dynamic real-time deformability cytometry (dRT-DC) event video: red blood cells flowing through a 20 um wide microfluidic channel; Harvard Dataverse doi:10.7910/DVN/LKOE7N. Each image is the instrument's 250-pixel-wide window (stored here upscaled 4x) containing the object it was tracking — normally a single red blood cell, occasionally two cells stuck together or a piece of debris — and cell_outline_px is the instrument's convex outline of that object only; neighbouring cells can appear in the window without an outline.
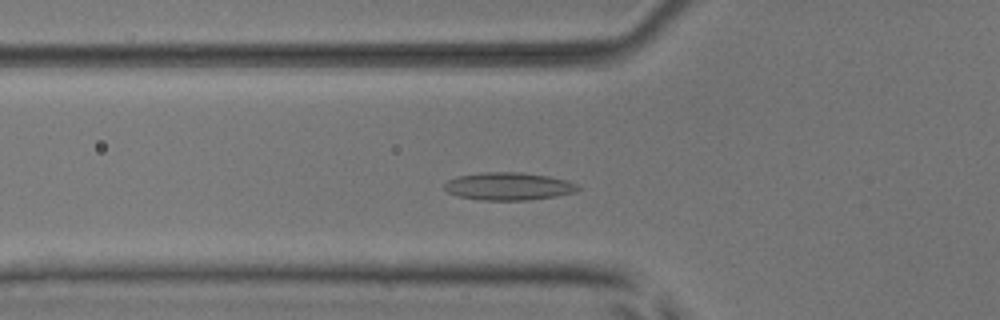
{"species": "common noctule bat (a hibernating species)", "species_latin": "Nyctalus noctula", "temperature_condition": "room temperature", "stored_images_in_passage": 49, "camera_frame_rate_fps": 3000, "um_per_image_px": 0.085, "animal": {"sex": "male", "body_mass_g": 17.9, "forearm_length_mm": 54.2}, "frame": {"image": 1, "passage_image": 15, "time_ms": 4.667, "image_size_px": [1000, 320], "cell_outline_px": [[580, 188], [576, 192], [556, 196], [528, 200], [480, 200], [456, 196], [448, 192], [444, 188], [444, 184], [448, 180], [456, 176], [480, 172], [520, 172], [548, 176], [568, 180], [576, 184]], "centroid_in_image_um": [43.2, 15.83], "position_along_channel_um": 82.6, "area_um2": 21.73}}
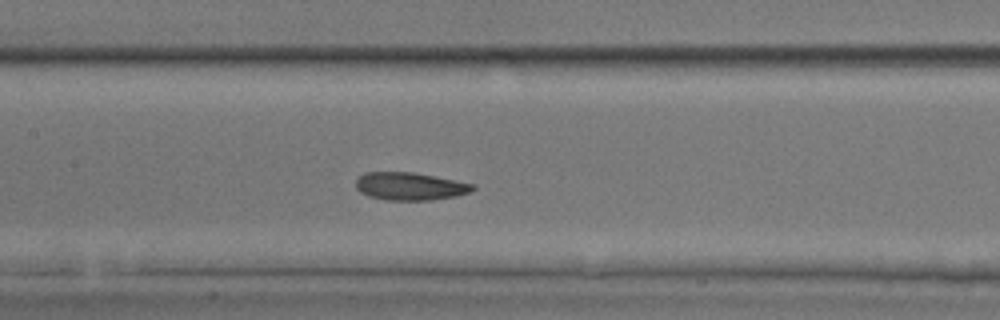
{"frame": {"image": 2, "passage_image": 22, "time_ms": 7.0, "image_size_px": [1000, 320], "cell_outline_px": [[476, 188], [468, 192], [456, 196], [428, 200], [384, 200], [368, 196], [360, 192], [356, 188], [356, 180], [364, 172], [412, 172], [476, 184]], "centroid_in_image_um": [34.83, 15.83], "position_along_channel_um": 172.6, "area_um2": 18.9}}
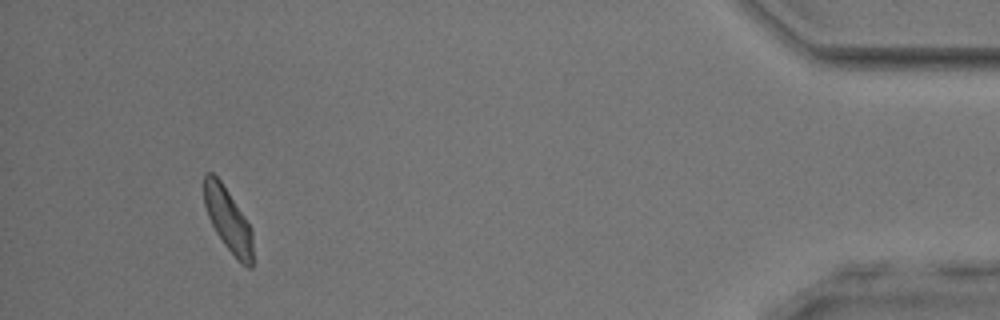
{"frame": {"image": 3, "passage_image": 46, "time_ms": 15.0, "image_size_px": [1000, 320], "cell_outline_px": [[252, 268], [248, 268], [240, 264], [236, 260], [224, 244], [216, 232], [208, 216], [204, 204], [204, 176], [208, 172], [212, 172], [220, 180], [252, 228]], "centroid_in_image_um": [19.39, 18.73], "position_along_channel_um": 415.8, "area_um2": 17.98}, "authors_computed_cell_mechanics": {"area_um2": 19.1318, "velocity_mm_per_s": 3.8602, "shape_relaxation_time_tau1_ms": null, "shape_relaxation_time_tau2_ms": 2.8205, "deformation_change_tau1": null, "deformation_change_tau2": 0.0751}}